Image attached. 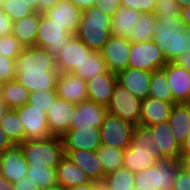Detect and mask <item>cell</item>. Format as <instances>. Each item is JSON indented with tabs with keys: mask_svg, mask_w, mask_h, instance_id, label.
<instances>
[{
	"mask_svg": "<svg viewBox=\"0 0 190 190\" xmlns=\"http://www.w3.org/2000/svg\"><path fill=\"white\" fill-rule=\"evenodd\" d=\"M16 79L29 92L56 90L59 71L56 59L47 49L29 46L15 60Z\"/></svg>",
	"mask_w": 190,
	"mask_h": 190,
	"instance_id": "6da1fadb",
	"label": "cell"
},
{
	"mask_svg": "<svg viewBox=\"0 0 190 190\" xmlns=\"http://www.w3.org/2000/svg\"><path fill=\"white\" fill-rule=\"evenodd\" d=\"M152 41L167 62H175L184 52L190 53V29L183 26L181 12L159 19Z\"/></svg>",
	"mask_w": 190,
	"mask_h": 190,
	"instance_id": "7a4b0ae2",
	"label": "cell"
},
{
	"mask_svg": "<svg viewBox=\"0 0 190 190\" xmlns=\"http://www.w3.org/2000/svg\"><path fill=\"white\" fill-rule=\"evenodd\" d=\"M165 160L161 150L156 148L151 137V127L139 124L135 126L129 147L124 150L123 167L133 173L153 167Z\"/></svg>",
	"mask_w": 190,
	"mask_h": 190,
	"instance_id": "3957f363",
	"label": "cell"
},
{
	"mask_svg": "<svg viewBox=\"0 0 190 190\" xmlns=\"http://www.w3.org/2000/svg\"><path fill=\"white\" fill-rule=\"evenodd\" d=\"M112 17L103 13L97 6L82 12L78 29L74 34L91 51L101 52L112 35Z\"/></svg>",
	"mask_w": 190,
	"mask_h": 190,
	"instance_id": "277c9868",
	"label": "cell"
},
{
	"mask_svg": "<svg viewBox=\"0 0 190 190\" xmlns=\"http://www.w3.org/2000/svg\"><path fill=\"white\" fill-rule=\"evenodd\" d=\"M180 161L165 159L134 173V187L140 190H173Z\"/></svg>",
	"mask_w": 190,
	"mask_h": 190,
	"instance_id": "5b68a950",
	"label": "cell"
},
{
	"mask_svg": "<svg viewBox=\"0 0 190 190\" xmlns=\"http://www.w3.org/2000/svg\"><path fill=\"white\" fill-rule=\"evenodd\" d=\"M19 145L28 164L56 168L65 155L62 139L58 136L44 140H25Z\"/></svg>",
	"mask_w": 190,
	"mask_h": 190,
	"instance_id": "8992f818",
	"label": "cell"
},
{
	"mask_svg": "<svg viewBox=\"0 0 190 190\" xmlns=\"http://www.w3.org/2000/svg\"><path fill=\"white\" fill-rule=\"evenodd\" d=\"M142 100L134 96L124 86L116 82L107 112L137 126L141 120Z\"/></svg>",
	"mask_w": 190,
	"mask_h": 190,
	"instance_id": "52a82bcc",
	"label": "cell"
},
{
	"mask_svg": "<svg viewBox=\"0 0 190 190\" xmlns=\"http://www.w3.org/2000/svg\"><path fill=\"white\" fill-rule=\"evenodd\" d=\"M73 34L40 13L39 28L35 46L42 47L56 59Z\"/></svg>",
	"mask_w": 190,
	"mask_h": 190,
	"instance_id": "ba28073f",
	"label": "cell"
},
{
	"mask_svg": "<svg viewBox=\"0 0 190 190\" xmlns=\"http://www.w3.org/2000/svg\"><path fill=\"white\" fill-rule=\"evenodd\" d=\"M135 126L107 112L99 127L101 144L125 150L129 147Z\"/></svg>",
	"mask_w": 190,
	"mask_h": 190,
	"instance_id": "9c48e42d",
	"label": "cell"
},
{
	"mask_svg": "<svg viewBox=\"0 0 190 190\" xmlns=\"http://www.w3.org/2000/svg\"><path fill=\"white\" fill-rule=\"evenodd\" d=\"M166 63L163 53L153 41L131 43L129 67L153 72L162 69Z\"/></svg>",
	"mask_w": 190,
	"mask_h": 190,
	"instance_id": "30bf717a",
	"label": "cell"
},
{
	"mask_svg": "<svg viewBox=\"0 0 190 190\" xmlns=\"http://www.w3.org/2000/svg\"><path fill=\"white\" fill-rule=\"evenodd\" d=\"M14 110L23 124L25 140H44L52 136L49 133L46 113L29 103Z\"/></svg>",
	"mask_w": 190,
	"mask_h": 190,
	"instance_id": "8fae6325",
	"label": "cell"
},
{
	"mask_svg": "<svg viewBox=\"0 0 190 190\" xmlns=\"http://www.w3.org/2000/svg\"><path fill=\"white\" fill-rule=\"evenodd\" d=\"M130 48L131 43L125 37H109L101 51L108 71L117 74L129 67Z\"/></svg>",
	"mask_w": 190,
	"mask_h": 190,
	"instance_id": "7c38bea8",
	"label": "cell"
},
{
	"mask_svg": "<svg viewBox=\"0 0 190 190\" xmlns=\"http://www.w3.org/2000/svg\"><path fill=\"white\" fill-rule=\"evenodd\" d=\"M75 106L76 104L57 97L48 108V129L52 136L61 137L70 129Z\"/></svg>",
	"mask_w": 190,
	"mask_h": 190,
	"instance_id": "4fadbf2b",
	"label": "cell"
},
{
	"mask_svg": "<svg viewBox=\"0 0 190 190\" xmlns=\"http://www.w3.org/2000/svg\"><path fill=\"white\" fill-rule=\"evenodd\" d=\"M90 53L91 50L73 35L56 58L57 70L59 73H73Z\"/></svg>",
	"mask_w": 190,
	"mask_h": 190,
	"instance_id": "5bb4252c",
	"label": "cell"
},
{
	"mask_svg": "<svg viewBox=\"0 0 190 190\" xmlns=\"http://www.w3.org/2000/svg\"><path fill=\"white\" fill-rule=\"evenodd\" d=\"M64 151L88 150L96 151L101 145L99 128L69 129L61 136Z\"/></svg>",
	"mask_w": 190,
	"mask_h": 190,
	"instance_id": "9a60e30c",
	"label": "cell"
},
{
	"mask_svg": "<svg viewBox=\"0 0 190 190\" xmlns=\"http://www.w3.org/2000/svg\"><path fill=\"white\" fill-rule=\"evenodd\" d=\"M162 69L166 73L173 103H190V73L175 62H167Z\"/></svg>",
	"mask_w": 190,
	"mask_h": 190,
	"instance_id": "2e32d148",
	"label": "cell"
},
{
	"mask_svg": "<svg viewBox=\"0 0 190 190\" xmlns=\"http://www.w3.org/2000/svg\"><path fill=\"white\" fill-rule=\"evenodd\" d=\"M28 163L19 144H14L0 155V175L11 183L26 177Z\"/></svg>",
	"mask_w": 190,
	"mask_h": 190,
	"instance_id": "e0dca14e",
	"label": "cell"
},
{
	"mask_svg": "<svg viewBox=\"0 0 190 190\" xmlns=\"http://www.w3.org/2000/svg\"><path fill=\"white\" fill-rule=\"evenodd\" d=\"M57 97L74 104L88 100L86 81L73 73H59L56 81Z\"/></svg>",
	"mask_w": 190,
	"mask_h": 190,
	"instance_id": "ac0fdd59",
	"label": "cell"
},
{
	"mask_svg": "<svg viewBox=\"0 0 190 190\" xmlns=\"http://www.w3.org/2000/svg\"><path fill=\"white\" fill-rule=\"evenodd\" d=\"M43 13L73 35L78 29L82 16V11L70 0H60L57 4L47 8Z\"/></svg>",
	"mask_w": 190,
	"mask_h": 190,
	"instance_id": "d6986e66",
	"label": "cell"
},
{
	"mask_svg": "<svg viewBox=\"0 0 190 190\" xmlns=\"http://www.w3.org/2000/svg\"><path fill=\"white\" fill-rule=\"evenodd\" d=\"M107 109L93 101L86 100L76 104L70 129L99 128L102 125Z\"/></svg>",
	"mask_w": 190,
	"mask_h": 190,
	"instance_id": "ffe728a7",
	"label": "cell"
},
{
	"mask_svg": "<svg viewBox=\"0 0 190 190\" xmlns=\"http://www.w3.org/2000/svg\"><path fill=\"white\" fill-rule=\"evenodd\" d=\"M117 82L140 100L149 97L152 72L128 67L116 74Z\"/></svg>",
	"mask_w": 190,
	"mask_h": 190,
	"instance_id": "44dd1931",
	"label": "cell"
},
{
	"mask_svg": "<svg viewBox=\"0 0 190 190\" xmlns=\"http://www.w3.org/2000/svg\"><path fill=\"white\" fill-rule=\"evenodd\" d=\"M150 127L154 145L161 150L162 156L165 159L180 161L181 146L172 135L168 120Z\"/></svg>",
	"mask_w": 190,
	"mask_h": 190,
	"instance_id": "7402d4cb",
	"label": "cell"
},
{
	"mask_svg": "<svg viewBox=\"0 0 190 190\" xmlns=\"http://www.w3.org/2000/svg\"><path fill=\"white\" fill-rule=\"evenodd\" d=\"M116 82V74L108 70L86 81L88 100L107 107Z\"/></svg>",
	"mask_w": 190,
	"mask_h": 190,
	"instance_id": "603a6c76",
	"label": "cell"
},
{
	"mask_svg": "<svg viewBox=\"0 0 190 190\" xmlns=\"http://www.w3.org/2000/svg\"><path fill=\"white\" fill-rule=\"evenodd\" d=\"M65 157L83 170L91 181L102 182L105 174L96 151H64Z\"/></svg>",
	"mask_w": 190,
	"mask_h": 190,
	"instance_id": "cb8c5ba5",
	"label": "cell"
},
{
	"mask_svg": "<svg viewBox=\"0 0 190 190\" xmlns=\"http://www.w3.org/2000/svg\"><path fill=\"white\" fill-rule=\"evenodd\" d=\"M173 105V102L147 97L142 100L140 124L150 126L167 121Z\"/></svg>",
	"mask_w": 190,
	"mask_h": 190,
	"instance_id": "d4e9b609",
	"label": "cell"
},
{
	"mask_svg": "<svg viewBox=\"0 0 190 190\" xmlns=\"http://www.w3.org/2000/svg\"><path fill=\"white\" fill-rule=\"evenodd\" d=\"M168 122L172 135L181 146L190 133V103L174 104Z\"/></svg>",
	"mask_w": 190,
	"mask_h": 190,
	"instance_id": "484cf974",
	"label": "cell"
},
{
	"mask_svg": "<svg viewBox=\"0 0 190 190\" xmlns=\"http://www.w3.org/2000/svg\"><path fill=\"white\" fill-rule=\"evenodd\" d=\"M40 13L33 12L21 20L13 22L12 35L23 45V47L33 46L39 28Z\"/></svg>",
	"mask_w": 190,
	"mask_h": 190,
	"instance_id": "4316f807",
	"label": "cell"
},
{
	"mask_svg": "<svg viewBox=\"0 0 190 190\" xmlns=\"http://www.w3.org/2000/svg\"><path fill=\"white\" fill-rule=\"evenodd\" d=\"M57 184L63 188L91 182L86 173L65 156L56 167Z\"/></svg>",
	"mask_w": 190,
	"mask_h": 190,
	"instance_id": "83f0119b",
	"label": "cell"
},
{
	"mask_svg": "<svg viewBox=\"0 0 190 190\" xmlns=\"http://www.w3.org/2000/svg\"><path fill=\"white\" fill-rule=\"evenodd\" d=\"M140 14L129 7L120 6L112 16V35L126 38L129 33L134 32Z\"/></svg>",
	"mask_w": 190,
	"mask_h": 190,
	"instance_id": "f1b7e54d",
	"label": "cell"
},
{
	"mask_svg": "<svg viewBox=\"0 0 190 190\" xmlns=\"http://www.w3.org/2000/svg\"><path fill=\"white\" fill-rule=\"evenodd\" d=\"M138 23L134 32L129 33L126 39L130 43H142L153 40L155 25L158 21L154 13H141L137 19Z\"/></svg>",
	"mask_w": 190,
	"mask_h": 190,
	"instance_id": "f546056e",
	"label": "cell"
},
{
	"mask_svg": "<svg viewBox=\"0 0 190 190\" xmlns=\"http://www.w3.org/2000/svg\"><path fill=\"white\" fill-rule=\"evenodd\" d=\"M107 70L106 62L101 52L91 51L88 57L81 63L79 69H76L73 74L88 81L97 75L103 74Z\"/></svg>",
	"mask_w": 190,
	"mask_h": 190,
	"instance_id": "4dcf8cb0",
	"label": "cell"
},
{
	"mask_svg": "<svg viewBox=\"0 0 190 190\" xmlns=\"http://www.w3.org/2000/svg\"><path fill=\"white\" fill-rule=\"evenodd\" d=\"M29 94L17 79L3 83V99L9 109H16L28 103Z\"/></svg>",
	"mask_w": 190,
	"mask_h": 190,
	"instance_id": "1f68e13d",
	"label": "cell"
},
{
	"mask_svg": "<svg viewBox=\"0 0 190 190\" xmlns=\"http://www.w3.org/2000/svg\"><path fill=\"white\" fill-rule=\"evenodd\" d=\"M96 153L105 175L123 167L124 150L101 144Z\"/></svg>",
	"mask_w": 190,
	"mask_h": 190,
	"instance_id": "d6a6232c",
	"label": "cell"
},
{
	"mask_svg": "<svg viewBox=\"0 0 190 190\" xmlns=\"http://www.w3.org/2000/svg\"><path fill=\"white\" fill-rule=\"evenodd\" d=\"M0 127L14 144L25 141V131L17 112L9 109L0 121Z\"/></svg>",
	"mask_w": 190,
	"mask_h": 190,
	"instance_id": "836d02e7",
	"label": "cell"
},
{
	"mask_svg": "<svg viewBox=\"0 0 190 190\" xmlns=\"http://www.w3.org/2000/svg\"><path fill=\"white\" fill-rule=\"evenodd\" d=\"M149 97L173 102L172 92L163 69H157L152 72L150 78Z\"/></svg>",
	"mask_w": 190,
	"mask_h": 190,
	"instance_id": "e575fe53",
	"label": "cell"
},
{
	"mask_svg": "<svg viewBox=\"0 0 190 190\" xmlns=\"http://www.w3.org/2000/svg\"><path fill=\"white\" fill-rule=\"evenodd\" d=\"M26 177L40 189L57 184L56 168L45 165L28 164Z\"/></svg>",
	"mask_w": 190,
	"mask_h": 190,
	"instance_id": "d590c367",
	"label": "cell"
},
{
	"mask_svg": "<svg viewBox=\"0 0 190 190\" xmlns=\"http://www.w3.org/2000/svg\"><path fill=\"white\" fill-rule=\"evenodd\" d=\"M109 190H133L134 173L122 167L104 176L102 181Z\"/></svg>",
	"mask_w": 190,
	"mask_h": 190,
	"instance_id": "8d00e7d4",
	"label": "cell"
},
{
	"mask_svg": "<svg viewBox=\"0 0 190 190\" xmlns=\"http://www.w3.org/2000/svg\"><path fill=\"white\" fill-rule=\"evenodd\" d=\"M1 9L13 22L21 20L25 16L33 13V11L20 0H1Z\"/></svg>",
	"mask_w": 190,
	"mask_h": 190,
	"instance_id": "74e56055",
	"label": "cell"
},
{
	"mask_svg": "<svg viewBox=\"0 0 190 190\" xmlns=\"http://www.w3.org/2000/svg\"><path fill=\"white\" fill-rule=\"evenodd\" d=\"M57 98L56 90H44L30 92L28 103L47 113L48 108L54 103Z\"/></svg>",
	"mask_w": 190,
	"mask_h": 190,
	"instance_id": "f35d334b",
	"label": "cell"
},
{
	"mask_svg": "<svg viewBox=\"0 0 190 190\" xmlns=\"http://www.w3.org/2000/svg\"><path fill=\"white\" fill-rule=\"evenodd\" d=\"M23 45L12 35L0 37V55L14 60L21 54Z\"/></svg>",
	"mask_w": 190,
	"mask_h": 190,
	"instance_id": "ab89813d",
	"label": "cell"
},
{
	"mask_svg": "<svg viewBox=\"0 0 190 190\" xmlns=\"http://www.w3.org/2000/svg\"><path fill=\"white\" fill-rule=\"evenodd\" d=\"M181 6L176 0H157L154 15L159 20L161 18H170L172 15L180 12Z\"/></svg>",
	"mask_w": 190,
	"mask_h": 190,
	"instance_id": "60d3db41",
	"label": "cell"
},
{
	"mask_svg": "<svg viewBox=\"0 0 190 190\" xmlns=\"http://www.w3.org/2000/svg\"><path fill=\"white\" fill-rule=\"evenodd\" d=\"M157 0H120V6L129 7L140 13H153Z\"/></svg>",
	"mask_w": 190,
	"mask_h": 190,
	"instance_id": "b9f144b4",
	"label": "cell"
},
{
	"mask_svg": "<svg viewBox=\"0 0 190 190\" xmlns=\"http://www.w3.org/2000/svg\"><path fill=\"white\" fill-rule=\"evenodd\" d=\"M16 79V65L12 58L0 55V82Z\"/></svg>",
	"mask_w": 190,
	"mask_h": 190,
	"instance_id": "7bdbcfd3",
	"label": "cell"
},
{
	"mask_svg": "<svg viewBox=\"0 0 190 190\" xmlns=\"http://www.w3.org/2000/svg\"><path fill=\"white\" fill-rule=\"evenodd\" d=\"M173 190H190V171L182 166H178V173L174 179Z\"/></svg>",
	"mask_w": 190,
	"mask_h": 190,
	"instance_id": "ee69618b",
	"label": "cell"
},
{
	"mask_svg": "<svg viewBox=\"0 0 190 190\" xmlns=\"http://www.w3.org/2000/svg\"><path fill=\"white\" fill-rule=\"evenodd\" d=\"M96 6L103 13L112 17L120 7V0H97Z\"/></svg>",
	"mask_w": 190,
	"mask_h": 190,
	"instance_id": "f6af8a7d",
	"label": "cell"
},
{
	"mask_svg": "<svg viewBox=\"0 0 190 190\" xmlns=\"http://www.w3.org/2000/svg\"><path fill=\"white\" fill-rule=\"evenodd\" d=\"M13 28V21L10 17L0 8V37L11 34Z\"/></svg>",
	"mask_w": 190,
	"mask_h": 190,
	"instance_id": "bcb514c9",
	"label": "cell"
},
{
	"mask_svg": "<svg viewBox=\"0 0 190 190\" xmlns=\"http://www.w3.org/2000/svg\"><path fill=\"white\" fill-rule=\"evenodd\" d=\"M12 186L14 190H40V188L27 177L12 183Z\"/></svg>",
	"mask_w": 190,
	"mask_h": 190,
	"instance_id": "7dc6e473",
	"label": "cell"
},
{
	"mask_svg": "<svg viewBox=\"0 0 190 190\" xmlns=\"http://www.w3.org/2000/svg\"><path fill=\"white\" fill-rule=\"evenodd\" d=\"M13 145L14 143L11 141V139H9V137L0 127V155Z\"/></svg>",
	"mask_w": 190,
	"mask_h": 190,
	"instance_id": "c3c4849f",
	"label": "cell"
},
{
	"mask_svg": "<svg viewBox=\"0 0 190 190\" xmlns=\"http://www.w3.org/2000/svg\"><path fill=\"white\" fill-rule=\"evenodd\" d=\"M75 6H77L82 12L96 6L97 0H70Z\"/></svg>",
	"mask_w": 190,
	"mask_h": 190,
	"instance_id": "681fc988",
	"label": "cell"
},
{
	"mask_svg": "<svg viewBox=\"0 0 190 190\" xmlns=\"http://www.w3.org/2000/svg\"><path fill=\"white\" fill-rule=\"evenodd\" d=\"M180 12L183 26L190 29V6H181Z\"/></svg>",
	"mask_w": 190,
	"mask_h": 190,
	"instance_id": "f907efd6",
	"label": "cell"
},
{
	"mask_svg": "<svg viewBox=\"0 0 190 190\" xmlns=\"http://www.w3.org/2000/svg\"><path fill=\"white\" fill-rule=\"evenodd\" d=\"M175 63L184 67L190 73V53L184 52Z\"/></svg>",
	"mask_w": 190,
	"mask_h": 190,
	"instance_id": "816d5d0a",
	"label": "cell"
},
{
	"mask_svg": "<svg viewBox=\"0 0 190 190\" xmlns=\"http://www.w3.org/2000/svg\"><path fill=\"white\" fill-rule=\"evenodd\" d=\"M180 157H190V133L187 135L184 143L181 145Z\"/></svg>",
	"mask_w": 190,
	"mask_h": 190,
	"instance_id": "f5cc1de1",
	"label": "cell"
},
{
	"mask_svg": "<svg viewBox=\"0 0 190 190\" xmlns=\"http://www.w3.org/2000/svg\"><path fill=\"white\" fill-rule=\"evenodd\" d=\"M96 181H91L89 183H85L82 185L74 186V187H67L64 190H95Z\"/></svg>",
	"mask_w": 190,
	"mask_h": 190,
	"instance_id": "db71d44e",
	"label": "cell"
},
{
	"mask_svg": "<svg viewBox=\"0 0 190 190\" xmlns=\"http://www.w3.org/2000/svg\"><path fill=\"white\" fill-rule=\"evenodd\" d=\"M39 5V13L44 12L47 8L57 4L60 0H37Z\"/></svg>",
	"mask_w": 190,
	"mask_h": 190,
	"instance_id": "11a10c76",
	"label": "cell"
},
{
	"mask_svg": "<svg viewBox=\"0 0 190 190\" xmlns=\"http://www.w3.org/2000/svg\"><path fill=\"white\" fill-rule=\"evenodd\" d=\"M28 6L33 12H39V5L37 0H20Z\"/></svg>",
	"mask_w": 190,
	"mask_h": 190,
	"instance_id": "9f6ffc18",
	"label": "cell"
},
{
	"mask_svg": "<svg viewBox=\"0 0 190 190\" xmlns=\"http://www.w3.org/2000/svg\"><path fill=\"white\" fill-rule=\"evenodd\" d=\"M0 190H14L12 183L0 175Z\"/></svg>",
	"mask_w": 190,
	"mask_h": 190,
	"instance_id": "6f0895ef",
	"label": "cell"
},
{
	"mask_svg": "<svg viewBox=\"0 0 190 190\" xmlns=\"http://www.w3.org/2000/svg\"><path fill=\"white\" fill-rule=\"evenodd\" d=\"M9 110L4 101H0V121L5 116L6 112Z\"/></svg>",
	"mask_w": 190,
	"mask_h": 190,
	"instance_id": "680465c9",
	"label": "cell"
},
{
	"mask_svg": "<svg viewBox=\"0 0 190 190\" xmlns=\"http://www.w3.org/2000/svg\"><path fill=\"white\" fill-rule=\"evenodd\" d=\"M180 162L183 167L190 171V157H180Z\"/></svg>",
	"mask_w": 190,
	"mask_h": 190,
	"instance_id": "91938a15",
	"label": "cell"
},
{
	"mask_svg": "<svg viewBox=\"0 0 190 190\" xmlns=\"http://www.w3.org/2000/svg\"><path fill=\"white\" fill-rule=\"evenodd\" d=\"M40 190H64V188L58 184H55V185H52V186H49V187H46V188H43Z\"/></svg>",
	"mask_w": 190,
	"mask_h": 190,
	"instance_id": "94428289",
	"label": "cell"
},
{
	"mask_svg": "<svg viewBox=\"0 0 190 190\" xmlns=\"http://www.w3.org/2000/svg\"><path fill=\"white\" fill-rule=\"evenodd\" d=\"M95 190H109L103 182H96Z\"/></svg>",
	"mask_w": 190,
	"mask_h": 190,
	"instance_id": "6125c7cd",
	"label": "cell"
},
{
	"mask_svg": "<svg viewBox=\"0 0 190 190\" xmlns=\"http://www.w3.org/2000/svg\"><path fill=\"white\" fill-rule=\"evenodd\" d=\"M180 6H190V0H176Z\"/></svg>",
	"mask_w": 190,
	"mask_h": 190,
	"instance_id": "be15d7a7",
	"label": "cell"
},
{
	"mask_svg": "<svg viewBox=\"0 0 190 190\" xmlns=\"http://www.w3.org/2000/svg\"><path fill=\"white\" fill-rule=\"evenodd\" d=\"M0 101H4L3 99V83L0 82Z\"/></svg>",
	"mask_w": 190,
	"mask_h": 190,
	"instance_id": "e7e4bbea",
	"label": "cell"
}]
</instances>
